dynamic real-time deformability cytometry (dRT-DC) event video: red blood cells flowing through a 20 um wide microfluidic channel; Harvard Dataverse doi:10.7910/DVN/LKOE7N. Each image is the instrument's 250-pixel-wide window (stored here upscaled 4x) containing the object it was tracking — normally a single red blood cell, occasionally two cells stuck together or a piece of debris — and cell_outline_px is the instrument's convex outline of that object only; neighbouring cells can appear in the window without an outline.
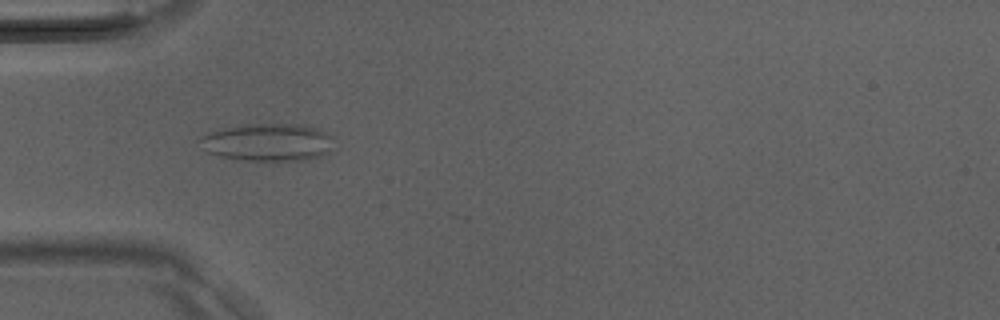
{"species": "Egyptian fruit bat (a non-hibernating species)", "species_latin": "Rousettus aegyptiacus", "temperature_condition": "room temperature", "stored_images_in_passage": 32, "camera_frame_rate_fps": 3000, "um_per_image_px": 0.085, "animal": {"sex": "male"}, "frame": {"image": 1, "passage_image": 5, "time_ms": 1.333, "image_size_px": [1000, 320], "cell_outline_px": [[332, 136], [328, 148], [320, 156], [304, 160], [272, 164], [240, 160], [220, 156], [208, 152], [196, 140], [200, 136], [208, 132], [244, 124], [304, 124], [316, 128]], "centroid_in_image_um": [22.69, 12.13], "position_along_channel_um": 62.3, "area_um2": 29.94}}
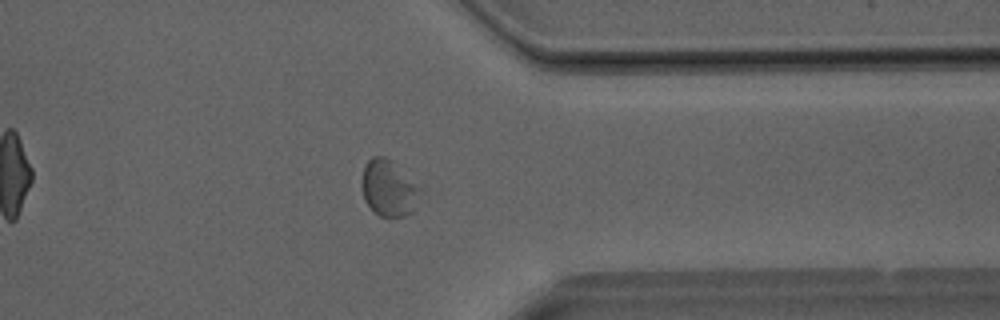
{"frame": {"image": 2, "passage_image": 24, "time_ms": 7.667, "image_size_px": [1000, 320], "cell_outline_px": [[420, 188], [416, 208], [412, 212], [404, 216], [380, 216], [372, 212], [364, 200], [360, 180], [364, 164], [372, 156], [384, 156], [392, 160]], "centroid_in_image_um": [32.98, 15.99], "position_along_channel_um": 378.4, "area_um2": 19.31}}
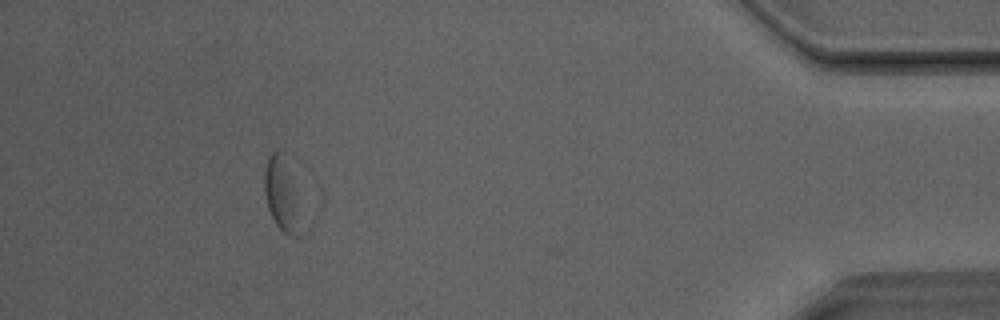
{"frame": {"image": 3, "passage_image": 29, "time_ms": 9.333, "image_size_px": [1000, 320], "cell_outline_px": [[308, 232], [300, 236], [288, 236], [276, 224], [268, 208], [264, 192], [264, 172], [268, 160], [272, 152], [276, 148], [280, 148], [284, 152]], "centroid_in_image_um": [24.05, 16.64], "position_along_channel_um": 411.1, "area_um2": 16.65}}